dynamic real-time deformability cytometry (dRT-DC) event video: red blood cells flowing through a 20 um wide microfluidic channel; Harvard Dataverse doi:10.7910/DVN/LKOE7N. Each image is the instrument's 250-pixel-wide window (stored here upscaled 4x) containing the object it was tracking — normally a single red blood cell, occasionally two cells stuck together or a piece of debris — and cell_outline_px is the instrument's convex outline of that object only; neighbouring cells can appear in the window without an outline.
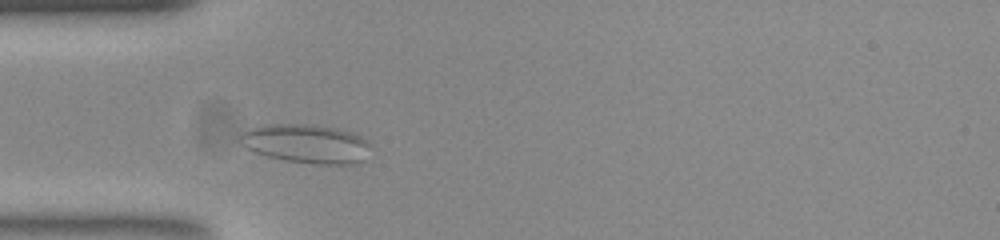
{"species": "common noctule bat (a hibernating species)", "species_latin": "Nyctalus noctula", "temperature_condition": "room temperature", "stored_images_in_passage": 48, "camera_frame_rate_fps": 3000, "um_per_image_px": 0.085, "animal": {"sex": "female", "body_mass_g": 23.0, "forearm_length_mm": 53.4}, "frame": {"image": 1, "passage_image": 8, "time_ms": 2.333, "image_size_px": [1000, 240], "cell_outline_px": [[368, 144], [360, 160], [352, 164], [312, 164], [284, 160], [268, 156], [256, 152], [248, 148], [240, 136], [244, 132], [256, 128], [304, 124], [336, 128], [360, 136]], "centroid_in_image_um": [26.06, 12.25], "position_along_channel_um": 58.9, "area_um2": 27.86}}
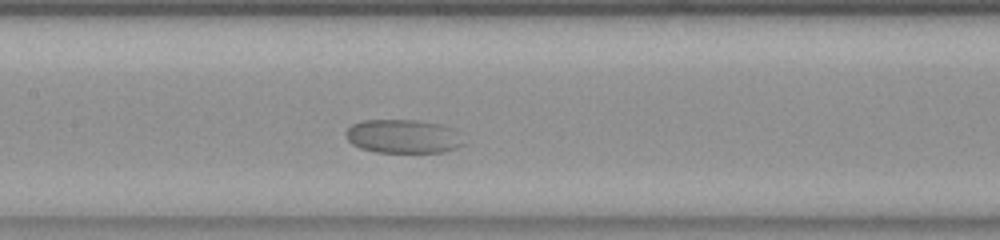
{"frame": {"image": 2, "passage_image": 18, "time_ms": 5.667, "image_size_px": [1000, 240], "cell_outline_px": [[460, 144], [456, 148], [444, 152], [376, 152], [360, 148], [352, 144], [348, 140], [348, 128], [352, 124], [364, 120], [412, 120], [436, 124], [444, 128]], "centroid_in_image_um": [34.06, 11.61], "position_along_channel_um": 173.3, "area_um2": 21.79}}
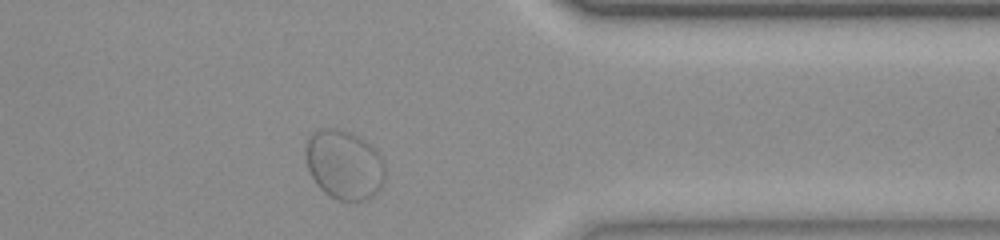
{"frame": {"image": 3, "passage_image": 37, "time_ms": 12.0, "image_size_px": [1000, 240], "cell_outline_px": [[384, 180], [380, 188], [372, 196], [356, 204], [340, 200], [324, 192], [316, 184], [308, 168], [308, 140], [312, 132], [320, 128], [336, 128], [348, 132], [356, 136], [368, 144], [384, 160]], "centroid_in_image_um": [29.28, 14.04], "position_along_channel_um": 382.1, "area_um2": 31.62}}